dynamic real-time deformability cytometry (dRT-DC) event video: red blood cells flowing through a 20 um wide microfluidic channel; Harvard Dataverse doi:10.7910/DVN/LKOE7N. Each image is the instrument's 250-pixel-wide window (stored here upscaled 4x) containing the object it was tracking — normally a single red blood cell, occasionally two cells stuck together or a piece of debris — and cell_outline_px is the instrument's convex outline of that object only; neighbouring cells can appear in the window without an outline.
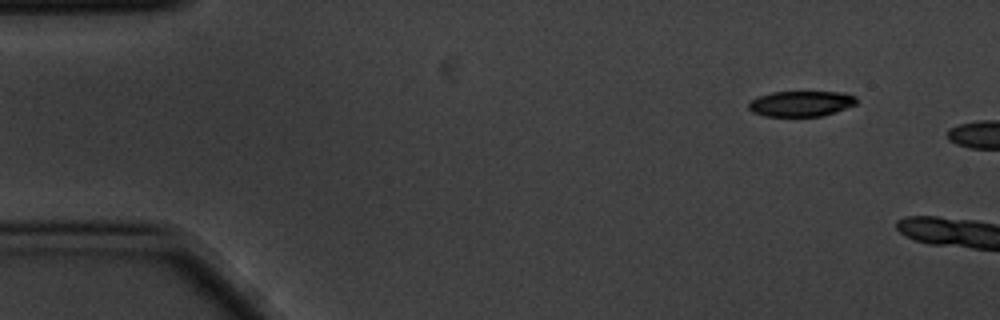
{"species": "common noctule bat (a hibernating species)", "species_latin": "Nyctalus noctula", "temperature_condition": "cold", "stored_images_in_passage": 2, "camera_frame_rate_fps": 3000, "um_per_image_px": 0.085, "animal": {"sex": "male", "body_mass_g": 20.1, "forearm_length_mm": 53.5}, "frame": {"image": 1, "passage_image": 1, "time_ms": 0.0, "image_size_px": [1000, 320], "cell_outline_px": [[856, 104], [836, 112], [824, 116], [764, 116], [752, 112], [748, 108], [748, 104], [756, 96], [772, 92], [844, 92], [856, 96]], "centroid_in_image_um": [68.08, 8.81], "position_along_channel_um": 16.9, "area_um2": 16.18}}